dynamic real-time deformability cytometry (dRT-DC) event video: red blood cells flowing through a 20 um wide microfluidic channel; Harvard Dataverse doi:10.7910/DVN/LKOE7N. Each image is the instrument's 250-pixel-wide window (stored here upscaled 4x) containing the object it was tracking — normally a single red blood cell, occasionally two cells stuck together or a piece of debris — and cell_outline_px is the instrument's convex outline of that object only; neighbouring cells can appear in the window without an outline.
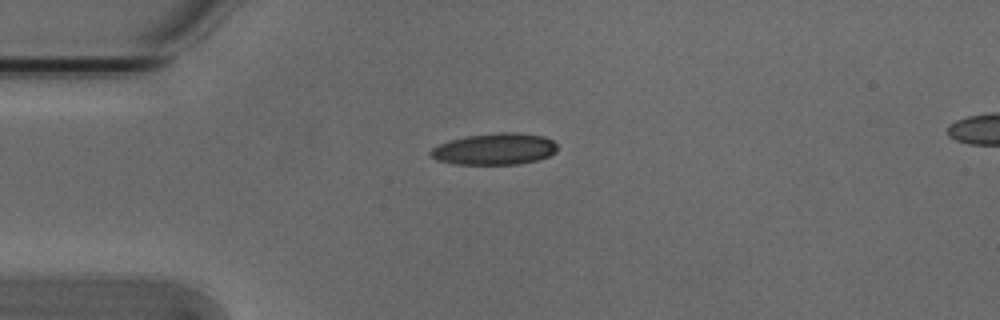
{"species": "Egyptian fruit bat (a non-hibernating species)", "species_latin": "Rousettus aegyptiacus", "temperature_condition": "cold", "stored_images_in_passage": 2, "camera_frame_rate_fps": 3000, "um_per_image_px": 0.085, "animal": {"sex": "male"}, "frame": {"image": 1, "passage_image": 2, "time_ms": 0.333, "image_size_px": [1000, 320], "cell_outline_px": [[556, 152], [548, 156], [536, 160], [520, 164], [452, 164], [436, 160], [428, 152], [432, 148], [440, 144], [452, 140], [468, 136], [500, 132], [516, 132], [544, 136], [552, 140], [556, 144]], "centroid_in_image_um": [42.05, 12.67], "position_along_channel_um": 43.0, "area_um2": 23.18}}